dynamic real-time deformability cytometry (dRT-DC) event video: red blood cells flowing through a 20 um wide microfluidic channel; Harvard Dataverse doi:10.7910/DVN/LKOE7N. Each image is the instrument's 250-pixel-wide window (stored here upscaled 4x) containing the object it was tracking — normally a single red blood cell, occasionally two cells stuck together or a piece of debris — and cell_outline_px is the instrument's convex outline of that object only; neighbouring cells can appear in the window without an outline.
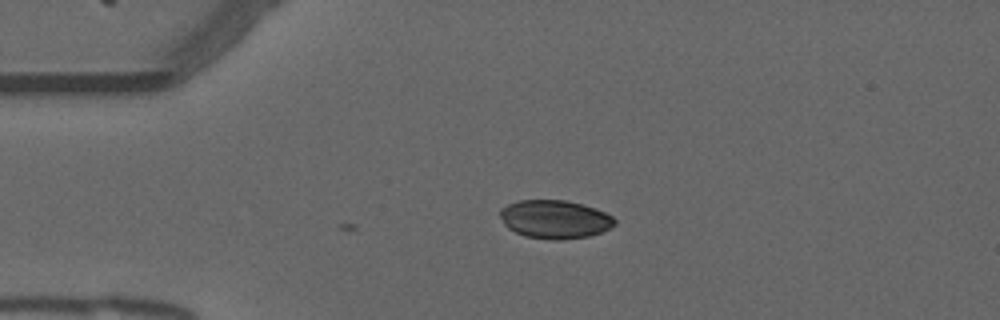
{"species": "common noctule bat (a hibernating species)", "species_latin": "Nyctalus noctula", "temperature_condition": "warm", "stored_images_in_passage": 18, "camera_frame_rate_fps": 3000, "um_per_image_px": 0.085, "animal": {"sex": "male", "forearm_length_mm": 52.5}, "frame": {"image": 1, "passage_image": 2, "time_ms": 0.333, "image_size_px": [1000, 320], "cell_outline_px": [[616, 224], [600, 232], [588, 236], [560, 240], [552, 240], [524, 236], [508, 228], [504, 224], [500, 216], [500, 208], [508, 204], [520, 200], [568, 200], [596, 208], [612, 216], [616, 220]], "centroid_in_image_um": [47.15, 18.63], "position_along_channel_um": 37.9, "area_um2": 25.66}}
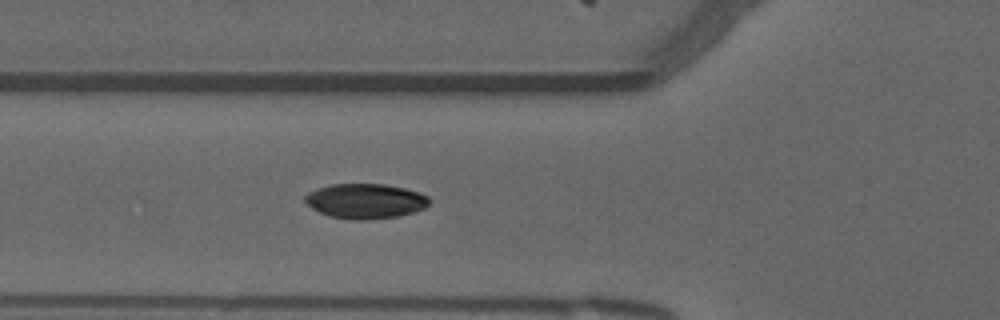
{"frame": {"image": 2, "passage_image": 9, "time_ms": 2.667, "image_size_px": [1000, 320], "cell_outline_px": [[432, 200], [424, 208], [400, 216], [368, 220], [352, 220], [328, 216], [312, 208], [304, 200], [304, 196], [308, 192], [332, 184], [384, 184], [404, 188], [428, 196]], "centroid_in_image_um": [31.06, 17.1], "position_along_channel_um": 94.7, "area_um2": 25.26}}